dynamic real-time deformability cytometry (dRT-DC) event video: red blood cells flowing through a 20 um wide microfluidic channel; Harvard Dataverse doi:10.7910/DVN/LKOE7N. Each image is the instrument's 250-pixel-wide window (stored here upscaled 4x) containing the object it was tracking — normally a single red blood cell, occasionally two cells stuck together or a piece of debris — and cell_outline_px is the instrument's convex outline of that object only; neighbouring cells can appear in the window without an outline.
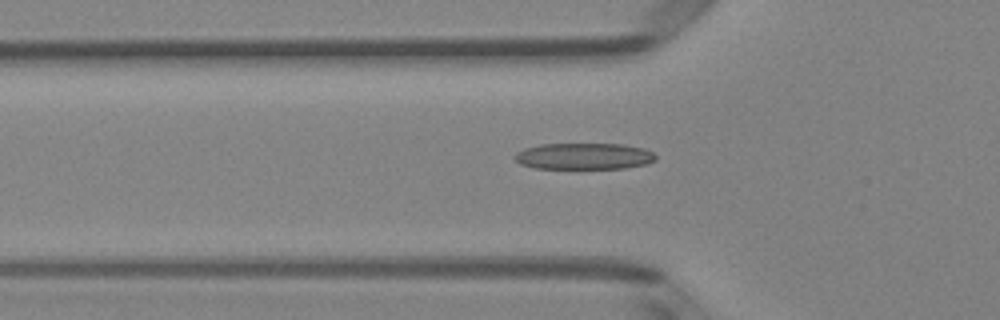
{"species": "Egyptian fruit bat (a non-hibernating species)", "species_latin": "Rousettus aegyptiacus", "temperature_condition": "room temperature", "stored_images_in_passage": 44, "segment_of_instrument_passage": [1, 2], "camera_frame_rate_fps": 3000, "um_per_image_px": 0.085, "animal": {"sex": "female"}, "frame": {"image": 1, "passage_image": 9, "time_ms": 2.667, "image_size_px": [1000, 320], "cell_outline_px": [[656, 160], [644, 164], [624, 168], [532, 168], [520, 164], [512, 156], [516, 152], [524, 148], [540, 144], [624, 144], [644, 148], [652, 152], [656, 156]], "centroid_in_image_um": [49.6, 13.27], "position_along_channel_um": 76.2, "area_um2": 21.73}}
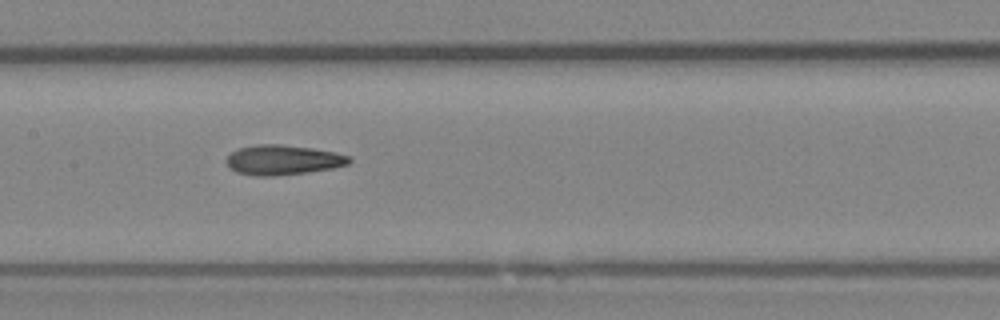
{"frame": {"image": 2, "passage_image": 17, "time_ms": 5.333, "image_size_px": [1000, 320], "cell_outline_px": [[352, 160], [348, 164], [332, 168], [304, 172], [272, 176], [256, 176], [236, 172], [228, 168], [224, 160], [232, 152], [240, 148], [256, 144], [280, 144], [312, 148], [336, 152], [348, 156]], "centroid_in_image_um": [24.0, 13.59], "position_along_channel_um": 183.4, "area_um2": 21.33}}
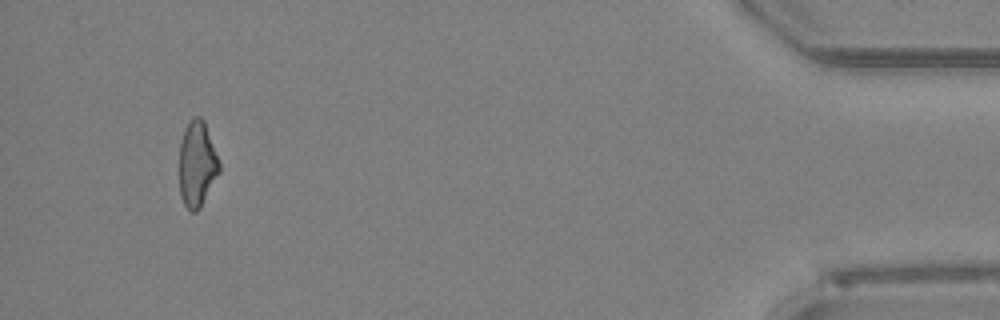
{"frame": {"image": 3, "passage_image": 40, "time_ms": 13.0, "image_size_px": [1000, 320], "cell_outline_px": [[220, 172], [200, 208], [196, 212], [192, 212], [184, 204], [180, 196], [180, 140], [184, 128], [196, 116], [200, 116], [204, 120], [220, 160]], "centroid_in_image_um": [16.77, 13.94], "position_along_channel_um": 418.4, "area_um2": 20.06}}